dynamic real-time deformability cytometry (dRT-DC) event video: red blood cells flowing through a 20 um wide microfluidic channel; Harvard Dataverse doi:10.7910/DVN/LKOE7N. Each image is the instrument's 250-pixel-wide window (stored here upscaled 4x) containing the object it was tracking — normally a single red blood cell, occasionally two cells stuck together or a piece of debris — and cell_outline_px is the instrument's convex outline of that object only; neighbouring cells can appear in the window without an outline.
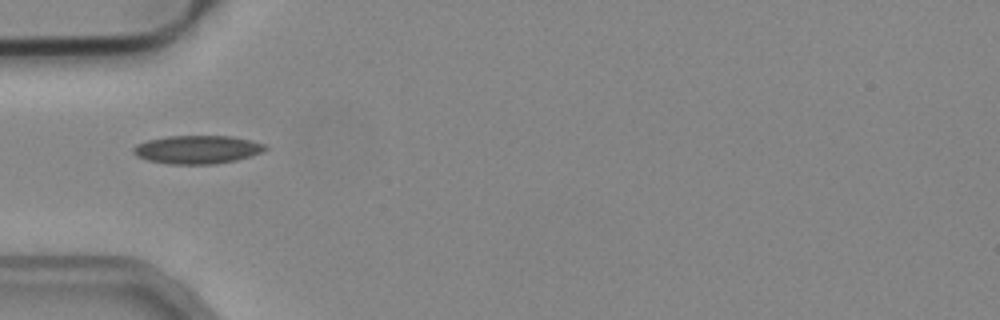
{"species": "common noctule bat (a hibernating species)", "species_latin": "Nyctalus noctula", "temperature_condition": "cold", "stored_images_in_passage": 33, "camera_frame_rate_fps": 3000, "um_per_image_px": 0.085, "animal": {"sex": "male", "body_mass_g": 19.2, "forearm_length_mm": 51.8}, "frame": {"image": 1, "passage_image": 3, "time_ms": 0.667, "image_size_px": [1000, 320], "cell_outline_px": [[268, 148], [260, 152], [236, 160], [216, 164], [168, 164], [148, 160], [136, 156], [132, 152], [132, 148], [136, 144], [148, 140], [168, 136], [232, 136], [268, 144]], "centroid_in_image_um": [16.76, 12.71], "position_along_channel_um": 68.2, "area_um2": 21.79}}
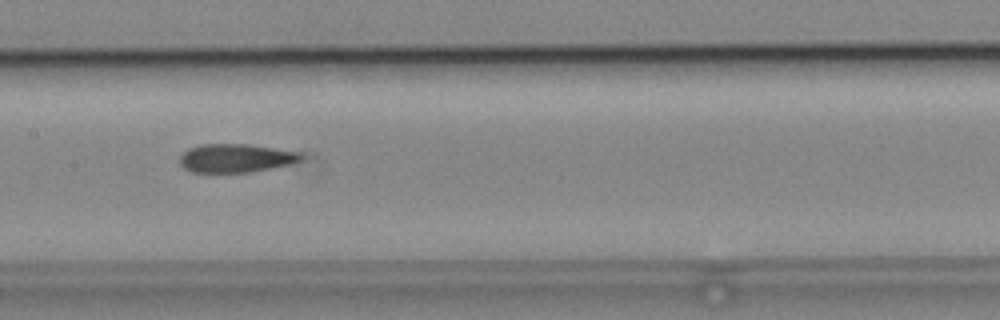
{"frame": {"image": 2, "passage_image": 12, "time_ms": 3.667, "image_size_px": [1000, 320], "cell_outline_px": [[304, 156], [300, 160], [288, 164], [248, 172], [192, 172], [184, 168], [180, 164], [180, 156], [188, 148], [200, 144], [248, 144], [300, 152]], "centroid_in_image_um": [20.0, 13.43], "position_along_channel_um": 187.4, "area_um2": 19.94}, "authors_computed_cell_mechanics": {"area_um2": 17.6868, "velocity_mm_per_s": 3.9946, "shape_relaxation_time_tau1_ms": null, "shape_relaxation_time_tau2_ms": 4.0171, "deformation_change_tau1": null, "deformation_change_tau2": 0.0957}}